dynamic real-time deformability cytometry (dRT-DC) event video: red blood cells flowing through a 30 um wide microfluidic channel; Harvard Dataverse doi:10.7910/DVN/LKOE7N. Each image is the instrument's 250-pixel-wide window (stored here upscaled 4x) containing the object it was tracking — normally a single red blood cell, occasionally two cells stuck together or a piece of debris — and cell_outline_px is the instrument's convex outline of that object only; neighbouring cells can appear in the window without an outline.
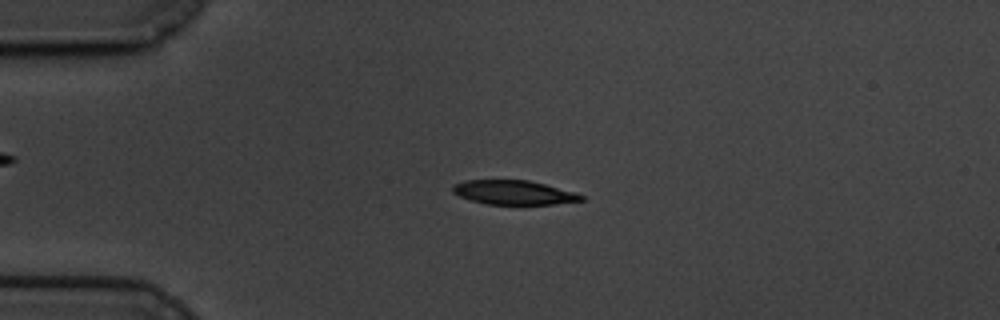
{"species": "common noctule bat (a hibernating species)", "species_latin": "Nyctalus noctula", "temperature_condition": "cold", "stored_images_in_passage": 59, "camera_frame_rate_fps": 3000, "um_per_image_px": 0.085, "animal": {"sex": "male", "body_mass_g": 19.5, "forearm_length_mm": 54.6}, "frame": {"image": 1, "passage_image": 14, "time_ms": 4.333, "image_size_px": [1000, 320], "cell_outline_px": [[584, 200], [552, 204], [488, 204], [472, 200], [460, 196], [452, 192], [452, 184], [464, 180], [528, 180], [576, 192], [584, 196]], "centroid_in_image_um": [43.65, 16.35], "position_along_channel_um": 41.3, "area_um2": 18.03}}
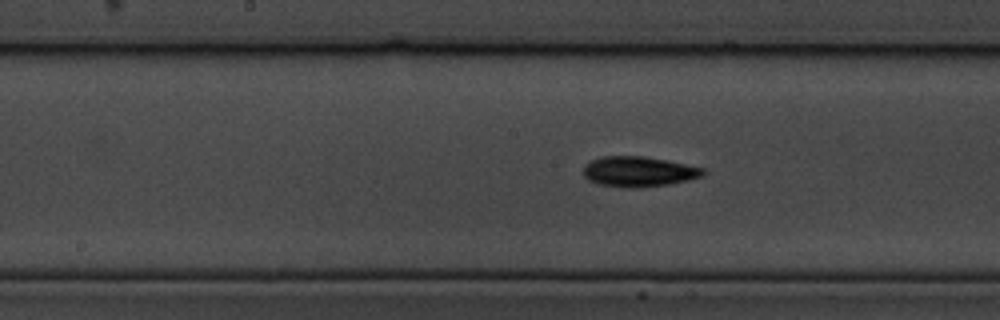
{"frame": {"image": 2, "passage_image": 30, "time_ms": 9.667, "image_size_px": [1000, 320], "cell_outline_px": [[704, 176], [688, 180], [668, 184], [640, 188], [628, 188], [600, 184], [588, 180], [584, 176], [584, 168], [592, 160], [600, 156], [644, 156], [668, 160], [704, 168]], "centroid_in_image_um": [54.31, 14.58], "position_along_channel_um": 193.9, "area_um2": 21.1}}
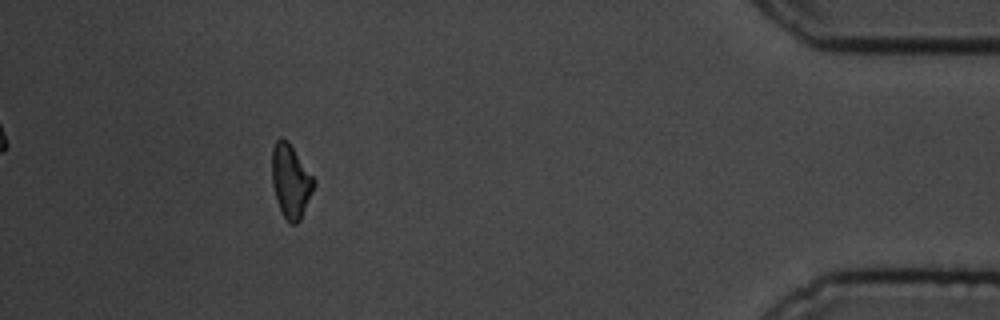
{"frame": {"image": 3, "passage_image": 54, "time_ms": 17.667, "image_size_px": [1000, 320], "cell_outline_px": [[316, 184], [300, 220], [296, 224], [292, 224], [284, 216], [276, 200], [272, 184], [272, 148], [276, 140], [280, 136], [288, 140], [316, 180]], "centroid_in_image_um": [24.71, 15.35], "position_along_channel_um": 410.5, "area_um2": 18.03}, "authors_computed_cell_mechanics": {"area_um2": 19.1896, "velocity_mm_per_s": 3.3808, "shape_relaxation_time_tau1_ms": 3.7646, "shape_relaxation_time_tau2_ms": null, "deformation_change_tau1": 0.1208, "deformation_change_tau2": null}}